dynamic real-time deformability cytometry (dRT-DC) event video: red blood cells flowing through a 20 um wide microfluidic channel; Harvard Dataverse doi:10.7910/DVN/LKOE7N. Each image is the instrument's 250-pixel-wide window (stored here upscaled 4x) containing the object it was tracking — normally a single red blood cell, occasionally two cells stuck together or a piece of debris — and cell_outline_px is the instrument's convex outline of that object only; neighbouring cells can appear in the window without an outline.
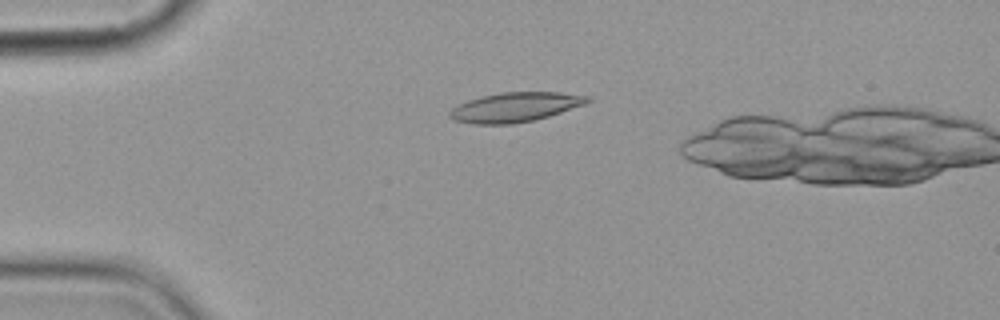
{"species": "common noctule bat (a hibernating species)", "species_latin": "Nyctalus noctula", "temperature_condition": "cold", "stored_images_in_passage": 7, "camera_frame_rate_fps": 3000, "um_per_image_px": 0.085, "animal": {"sex": "female", "body_mass_g": 19.9}, "frame": {"image": 1, "passage_image": 4, "time_ms": 4.333, "image_size_px": [1000, 320], "cell_outline_px": [[592, 100], [584, 104], [536, 120], [512, 124], [472, 124], [452, 120], [448, 116], [448, 112], [452, 108], [468, 100], [480, 96], [500, 92], [560, 92], [592, 96]], "centroid_in_image_um": [43.77, 9.11], "position_along_channel_um": 41.2, "area_um2": 23.87}}
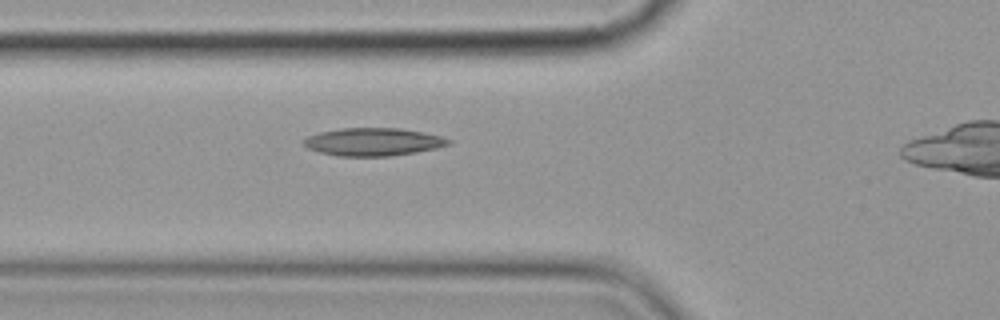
{"frame": {"image": 2, "passage_image": 6, "time_ms": 6.667, "image_size_px": [1000, 320], "cell_outline_px": [[452, 140], [448, 144], [436, 148], [416, 152], [392, 156], [340, 156], [320, 152], [308, 148], [300, 140], [308, 136], [320, 132], [340, 128], [400, 128], [424, 132], [440, 136]], "centroid_in_image_um": [31.7, 12.05], "position_along_channel_um": 94.1, "area_um2": 23.47}}